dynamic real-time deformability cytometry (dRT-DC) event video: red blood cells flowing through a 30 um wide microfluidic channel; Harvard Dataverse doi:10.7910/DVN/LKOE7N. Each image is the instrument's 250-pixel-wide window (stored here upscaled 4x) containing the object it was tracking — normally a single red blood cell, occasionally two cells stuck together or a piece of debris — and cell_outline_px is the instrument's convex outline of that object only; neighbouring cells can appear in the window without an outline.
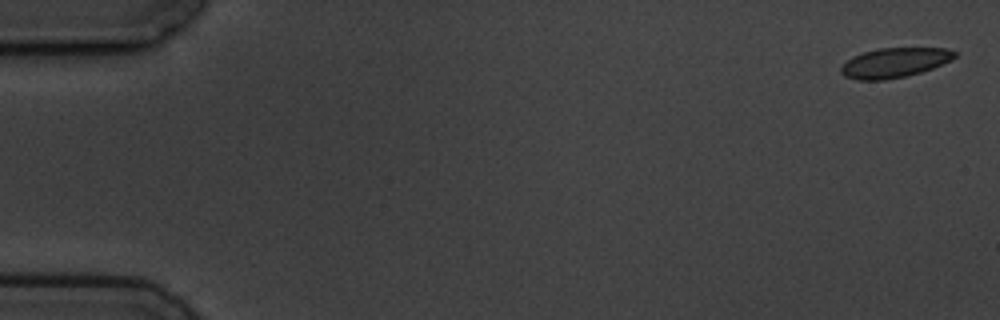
{"species": "common noctule bat (a hibernating species)", "species_latin": "Nyctalus noctula", "temperature_condition": "cold", "stored_images_in_passage": 5, "camera_frame_rate_fps": 3000, "um_per_image_px": 0.085, "animal": {"sex": "male", "body_mass_g": 19.5, "forearm_length_mm": 54.6}, "frame": {"image": 1, "passage_image": 1, "time_ms": 0.0, "image_size_px": [1000, 320], "cell_outline_px": [[956, 56], [952, 60], [932, 68], [920, 72], [904, 76], [884, 80], [856, 80], [844, 76], [840, 72], [840, 68], [852, 56], [864, 52], [880, 48], [948, 48], [956, 52]], "centroid_in_image_um": [76.03, 5.32], "position_along_channel_um": 9.0, "area_um2": 19.59}}
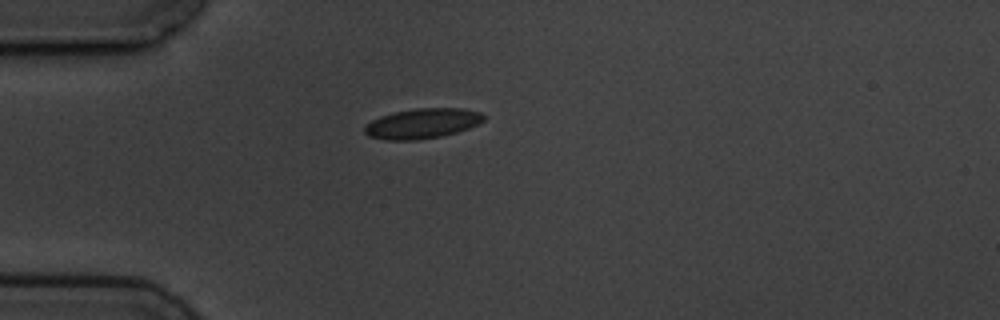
{"frame": {"image": 2, "passage_image": 5, "time_ms": 4.667, "image_size_px": [1000, 320], "cell_outline_px": [[484, 120], [468, 128], [456, 132], [440, 136], [416, 140], [388, 140], [368, 136], [364, 132], [364, 128], [372, 120], [380, 116], [392, 112], [416, 108], [464, 108], [480, 112], [484, 116]], "centroid_in_image_um": [35.88, 10.48], "position_along_channel_um": 49.1, "area_um2": 20.75}}